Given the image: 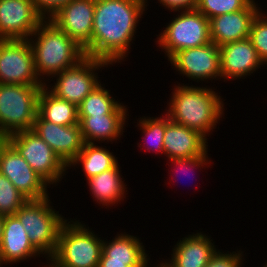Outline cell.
Segmentation results:
<instances>
[{
	"label": "cell",
	"instance_id": "cell-1",
	"mask_svg": "<svg viewBox=\"0 0 267 267\" xmlns=\"http://www.w3.org/2000/svg\"><path fill=\"white\" fill-rule=\"evenodd\" d=\"M148 3V0H104L96 3L91 46L85 51L86 56L111 65L125 61Z\"/></svg>",
	"mask_w": 267,
	"mask_h": 267
},
{
	"label": "cell",
	"instance_id": "cell-2",
	"mask_svg": "<svg viewBox=\"0 0 267 267\" xmlns=\"http://www.w3.org/2000/svg\"><path fill=\"white\" fill-rule=\"evenodd\" d=\"M187 84H173L165 114L172 122L196 130L208 139L222 120L225 100L218 95L220 92L214 91L215 87Z\"/></svg>",
	"mask_w": 267,
	"mask_h": 267
},
{
	"label": "cell",
	"instance_id": "cell-3",
	"mask_svg": "<svg viewBox=\"0 0 267 267\" xmlns=\"http://www.w3.org/2000/svg\"><path fill=\"white\" fill-rule=\"evenodd\" d=\"M28 40L33 51L36 74L45 84L50 83L48 78L86 57L84 48L50 20H44Z\"/></svg>",
	"mask_w": 267,
	"mask_h": 267
},
{
	"label": "cell",
	"instance_id": "cell-4",
	"mask_svg": "<svg viewBox=\"0 0 267 267\" xmlns=\"http://www.w3.org/2000/svg\"><path fill=\"white\" fill-rule=\"evenodd\" d=\"M60 230L57 248L49 267H98L104 239L89 226L69 219ZM88 226V227H86Z\"/></svg>",
	"mask_w": 267,
	"mask_h": 267
},
{
	"label": "cell",
	"instance_id": "cell-5",
	"mask_svg": "<svg viewBox=\"0 0 267 267\" xmlns=\"http://www.w3.org/2000/svg\"><path fill=\"white\" fill-rule=\"evenodd\" d=\"M47 196L40 200H27L14 214L24 226L33 247L47 259L53 256L61 227L69 220L53 208Z\"/></svg>",
	"mask_w": 267,
	"mask_h": 267
},
{
	"label": "cell",
	"instance_id": "cell-6",
	"mask_svg": "<svg viewBox=\"0 0 267 267\" xmlns=\"http://www.w3.org/2000/svg\"><path fill=\"white\" fill-rule=\"evenodd\" d=\"M42 87L0 84V137L32 130Z\"/></svg>",
	"mask_w": 267,
	"mask_h": 267
},
{
	"label": "cell",
	"instance_id": "cell-7",
	"mask_svg": "<svg viewBox=\"0 0 267 267\" xmlns=\"http://www.w3.org/2000/svg\"><path fill=\"white\" fill-rule=\"evenodd\" d=\"M173 16L155 41L165 57L169 59L178 51L211 42L209 19L200 11L197 9L178 11Z\"/></svg>",
	"mask_w": 267,
	"mask_h": 267
},
{
	"label": "cell",
	"instance_id": "cell-8",
	"mask_svg": "<svg viewBox=\"0 0 267 267\" xmlns=\"http://www.w3.org/2000/svg\"><path fill=\"white\" fill-rule=\"evenodd\" d=\"M5 139L50 186H57L68 173V166L33 130L19 131Z\"/></svg>",
	"mask_w": 267,
	"mask_h": 267
},
{
	"label": "cell",
	"instance_id": "cell-9",
	"mask_svg": "<svg viewBox=\"0 0 267 267\" xmlns=\"http://www.w3.org/2000/svg\"><path fill=\"white\" fill-rule=\"evenodd\" d=\"M110 65L106 61L86 56L76 65L55 74L52 77V79L56 78L54 84L46 83L45 85L58 98L78 106L90 92L101 84L97 71L101 68L103 70L105 67H111Z\"/></svg>",
	"mask_w": 267,
	"mask_h": 267
},
{
	"label": "cell",
	"instance_id": "cell-10",
	"mask_svg": "<svg viewBox=\"0 0 267 267\" xmlns=\"http://www.w3.org/2000/svg\"><path fill=\"white\" fill-rule=\"evenodd\" d=\"M0 84L45 85L36 74L28 39L0 40Z\"/></svg>",
	"mask_w": 267,
	"mask_h": 267
},
{
	"label": "cell",
	"instance_id": "cell-11",
	"mask_svg": "<svg viewBox=\"0 0 267 267\" xmlns=\"http://www.w3.org/2000/svg\"><path fill=\"white\" fill-rule=\"evenodd\" d=\"M170 61L177 74L195 82L221 80L219 46L210 42L200 47L187 48L173 54ZM205 79V80H204Z\"/></svg>",
	"mask_w": 267,
	"mask_h": 267
},
{
	"label": "cell",
	"instance_id": "cell-12",
	"mask_svg": "<svg viewBox=\"0 0 267 267\" xmlns=\"http://www.w3.org/2000/svg\"><path fill=\"white\" fill-rule=\"evenodd\" d=\"M0 173L28 200H40L50 195L47 192L50 185L29 166L6 139L0 143Z\"/></svg>",
	"mask_w": 267,
	"mask_h": 267
},
{
	"label": "cell",
	"instance_id": "cell-13",
	"mask_svg": "<svg viewBox=\"0 0 267 267\" xmlns=\"http://www.w3.org/2000/svg\"><path fill=\"white\" fill-rule=\"evenodd\" d=\"M44 19L32 0H0V40H26Z\"/></svg>",
	"mask_w": 267,
	"mask_h": 267
},
{
	"label": "cell",
	"instance_id": "cell-14",
	"mask_svg": "<svg viewBox=\"0 0 267 267\" xmlns=\"http://www.w3.org/2000/svg\"><path fill=\"white\" fill-rule=\"evenodd\" d=\"M94 11L95 4L91 1L72 0L50 21L86 51L91 46Z\"/></svg>",
	"mask_w": 267,
	"mask_h": 267
},
{
	"label": "cell",
	"instance_id": "cell-15",
	"mask_svg": "<svg viewBox=\"0 0 267 267\" xmlns=\"http://www.w3.org/2000/svg\"><path fill=\"white\" fill-rule=\"evenodd\" d=\"M32 130L68 165L82 150L84 141L79 124L61 126L44 120L39 114Z\"/></svg>",
	"mask_w": 267,
	"mask_h": 267
},
{
	"label": "cell",
	"instance_id": "cell-16",
	"mask_svg": "<svg viewBox=\"0 0 267 267\" xmlns=\"http://www.w3.org/2000/svg\"><path fill=\"white\" fill-rule=\"evenodd\" d=\"M222 80H240L251 76L263 67L249 38L226 43L219 47Z\"/></svg>",
	"mask_w": 267,
	"mask_h": 267
},
{
	"label": "cell",
	"instance_id": "cell-17",
	"mask_svg": "<svg viewBox=\"0 0 267 267\" xmlns=\"http://www.w3.org/2000/svg\"><path fill=\"white\" fill-rule=\"evenodd\" d=\"M260 4L253 0L245 9L209 19L211 42L219 47L249 38L253 20L260 12Z\"/></svg>",
	"mask_w": 267,
	"mask_h": 267
},
{
	"label": "cell",
	"instance_id": "cell-18",
	"mask_svg": "<svg viewBox=\"0 0 267 267\" xmlns=\"http://www.w3.org/2000/svg\"><path fill=\"white\" fill-rule=\"evenodd\" d=\"M212 237L203 232L188 234L174 245L171 259L159 262L163 267H206L217 251ZM212 241V242H211Z\"/></svg>",
	"mask_w": 267,
	"mask_h": 267
},
{
	"label": "cell",
	"instance_id": "cell-19",
	"mask_svg": "<svg viewBox=\"0 0 267 267\" xmlns=\"http://www.w3.org/2000/svg\"><path fill=\"white\" fill-rule=\"evenodd\" d=\"M208 140L198 131L179 125L166 115L163 148L167 159L192 158L203 155Z\"/></svg>",
	"mask_w": 267,
	"mask_h": 267
},
{
	"label": "cell",
	"instance_id": "cell-20",
	"mask_svg": "<svg viewBox=\"0 0 267 267\" xmlns=\"http://www.w3.org/2000/svg\"><path fill=\"white\" fill-rule=\"evenodd\" d=\"M39 255V256H38ZM41 254L29 241L24 226L15 215L4 216L2 241L0 245L1 265L29 261L33 257H41Z\"/></svg>",
	"mask_w": 267,
	"mask_h": 267
},
{
	"label": "cell",
	"instance_id": "cell-21",
	"mask_svg": "<svg viewBox=\"0 0 267 267\" xmlns=\"http://www.w3.org/2000/svg\"><path fill=\"white\" fill-rule=\"evenodd\" d=\"M129 114L78 115L84 143L100 144L121 139Z\"/></svg>",
	"mask_w": 267,
	"mask_h": 267
},
{
	"label": "cell",
	"instance_id": "cell-22",
	"mask_svg": "<svg viewBox=\"0 0 267 267\" xmlns=\"http://www.w3.org/2000/svg\"><path fill=\"white\" fill-rule=\"evenodd\" d=\"M120 169V165L117 164L114 168L86 180L93 201L99 203L100 206H106V209L121 204V201H124L126 194H128L126 193L128 187H126L127 184L125 185Z\"/></svg>",
	"mask_w": 267,
	"mask_h": 267
},
{
	"label": "cell",
	"instance_id": "cell-23",
	"mask_svg": "<svg viewBox=\"0 0 267 267\" xmlns=\"http://www.w3.org/2000/svg\"><path fill=\"white\" fill-rule=\"evenodd\" d=\"M38 114L44 120L61 126L79 124L77 106L58 98L46 85L40 90Z\"/></svg>",
	"mask_w": 267,
	"mask_h": 267
},
{
	"label": "cell",
	"instance_id": "cell-24",
	"mask_svg": "<svg viewBox=\"0 0 267 267\" xmlns=\"http://www.w3.org/2000/svg\"><path fill=\"white\" fill-rule=\"evenodd\" d=\"M97 143H84L80 153L67 165L82 167L86 180L114 168L118 164L117 157L106 146H98Z\"/></svg>",
	"mask_w": 267,
	"mask_h": 267
},
{
	"label": "cell",
	"instance_id": "cell-25",
	"mask_svg": "<svg viewBox=\"0 0 267 267\" xmlns=\"http://www.w3.org/2000/svg\"><path fill=\"white\" fill-rule=\"evenodd\" d=\"M143 242L137 236L119 232L112 240H104L100 257L118 261H149Z\"/></svg>",
	"mask_w": 267,
	"mask_h": 267
},
{
	"label": "cell",
	"instance_id": "cell-26",
	"mask_svg": "<svg viewBox=\"0 0 267 267\" xmlns=\"http://www.w3.org/2000/svg\"><path fill=\"white\" fill-rule=\"evenodd\" d=\"M105 84H99L77 106L78 115L127 114L128 109L116 100Z\"/></svg>",
	"mask_w": 267,
	"mask_h": 267
},
{
	"label": "cell",
	"instance_id": "cell-27",
	"mask_svg": "<svg viewBox=\"0 0 267 267\" xmlns=\"http://www.w3.org/2000/svg\"><path fill=\"white\" fill-rule=\"evenodd\" d=\"M139 122H137V126L140 127L138 128L140 131L142 130L141 133L142 135V141H144V146L143 144L138 143V147L142 148L145 147L147 148L145 150L150 152L158 154H164V148H163V141H164V133L166 130V114H162L160 117H149V116H144L138 118ZM149 142V144H148ZM147 145V146H146ZM142 146V147H141Z\"/></svg>",
	"mask_w": 267,
	"mask_h": 267
},
{
	"label": "cell",
	"instance_id": "cell-28",
	"mask_svg": "<svg viewBox=\"0 0 267 267\" xmlns=\"http://www.w3.org/2000/svg\"><path fill=\"white\" fill-rule=\"evenodd\" d=\"M28 199L0 173V215H14Z\"/></svg>",
	"mask_w": 267,
	"mask_h": 267
},
{
	"label": "cell",
	"instance_id": "cell-29",
	"mask_svg": "<svg viewBox=\"0 0 267 267\" xmlns=\"http://www.w3.org/2000/svg\"><path fill=\"white\" fill-rule=\"evenodd\" d=\"M253 0H197L196 9L208 19L245 9Z\"/></svg>",
	"mask_w": 267,
	"mask_h": 267
},
{
	"label": "cell",
	"instance_id": "cell-30",
	"mask_svg": "<svg viewBox=\"0 0 267 267\" xmlns=\"http://www.w3.org/2000/svg\"><path fill=\"white\" fill-rule=\"evenodd\" d=\"M257 14L251 25L249 39L260 60L267 66V12Z\"/></svg>",
	"mask_w": 267,
	"mask_h": 267
},
{
	"label": "cell",
	"instance_id": "cell-31",
	"mask_svg": "<svg viewBox=\"0 0 267 267\" xmlns=\"http://www.w3.org/2000/svg\"><path fill=\"white\" fill-rule=\"evenodd\" d=\"M208 150L203 154V155H200V156H197V157H192V158H178V159H170L169 160V163L171 162V164H169L168 166H172V168L174 167V169H171L170 172H173L172 174L174 175H171L170 174V177L172 176V180H176V176L179 174L180 170L181 172H185L186 173H190V172H193L192 170H202L203 168H208L207 166L210 167V163L212 160H210L211 158H209L208 156ZM209 164V165H208ZM191 170V171H190ZM188 171V172H187ZM190 171V172H189ZM177 172V173H176ZM175 173L177 175H175ZM194 175V174H193ZM175 176V178H174Z\"/></svg>",
	"mask_w": 267,
	"mask_h": 267
},
{
	"label": "cell",
	"instance_id": "cell-32",
	"mask_svg": "<svg viewBox=\"0 0 267 267\" xmlns=\"http://www.w3.org/2000/svg\"><path fill=\"white\" fill-rule=\"evenodd\" d=\"M223 252L220 249L212 255L206 267H242L244 265V251Z\"/></svg>",
	"mask_w": 267,
	"mask_h": 267
},
{
	"label": "cell",
	"instance_id": "cell-33",
	"mask_svg": "<svg viewBox=\"0 0 267 267\" xmlns=\"http://www.w3.org/2000/svg\"><path fill=\"white\" fill-rule=\"evenodd\" d=\"M36 11L44 20H50L65 5L72 0H32Z\"/></svg>",
	"mask_w": 267,
	"mask_h": 267
},
{
	"label": "cell",
	"instance_id": "cell-34",
	"mask_svg": "<svg viewBox=\"0 0 267 267\" xmlns=\"http://www.w3.org/2000/svg\"><path fill=\"white\" fill-rule=\"evenodd\" d=\"M170 12L196 9L197 0H158Z\"/></svg>",
	"mask_w": 267,
	"mask_h": 267
},
{
	"label": "cell",
	"instance_id": "cell-35",
	"mask_svg": "<svg viewBox=\"0 0 267 267\" xmlns=\"http://www.w3.org/2000/svg\"><path fill=\"white\" fill-rule=\"evenodd\" d=\"M150 261H118L100 257L98 267H151Z\"/></svg>",
	"mask_w": 267,
	"mask_h": 267
},
{
	"label": "cell",
	"instance_id": "cell-36",
	"mask_svg": "<svg viewBox=\"0 0 267 267\" xmlns=\"http://www.w3.org/2000/svg\"><path fill=\"white\" fill-rule=\"evenodd\" d=\"M3 224H4V216L0 215V245L2 241Z\"/></svg>",
	"mask_w": 267,
	"mask_h": 267
},
{
	"label": "cell",
	"instance_id": "cell-37",
	"mask_svg": "<svg viewBox=\"0 0 267 267\" xmlns=\"http://www.w3.org/2000/svg\"><path fill=\"white\" fill-rule=\"evenodd\" d=\"M88 1H91L92 3L96 4V3H98V2H102V1H104V0H88Z\"/></svg>",
	"mask_w": 267,
	"mask_h": 267
},
{
	"label": "cell",
	"instance_id": "cell-38",
	"mask_svg": "<svg viewBox=\"0 0 267 267\" xmlns=\"http://www.w3.org/2000/svg\"><path fill=\"white\" fill-rule=\"evenodd\" d=\"M155 267H163L160 263H158L157 265H154Z\"/></svg>",
	"mask_w": 267,
	"mask_h": 267
},
{
	"label": "cell",
	"instance_id": "cell-39",
	"mask_svg": "<svg viewBox=\"0 0 267 267\" xmlns=\"http://www.w3.org/2000/svg\"><path fill=\"white\" fill-rule=\"evenodd\" d=\"M5 138H3V137H0V143L4 140Z\"/></svg>",
	"mask_w": 267,
	"mask_h": 267
}]
</instances>
